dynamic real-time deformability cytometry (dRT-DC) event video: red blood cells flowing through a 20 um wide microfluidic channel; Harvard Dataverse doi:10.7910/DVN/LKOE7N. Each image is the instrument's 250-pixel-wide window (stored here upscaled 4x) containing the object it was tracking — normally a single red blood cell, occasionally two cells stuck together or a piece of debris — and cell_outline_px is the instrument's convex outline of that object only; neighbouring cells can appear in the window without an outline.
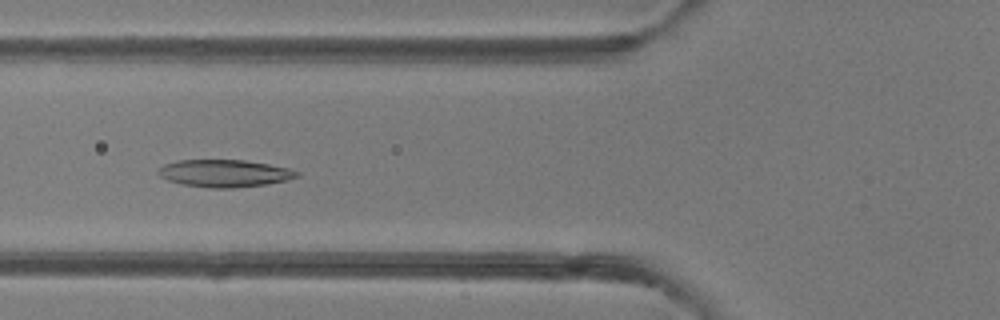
{"species": "common noctule bat (a hibernating species)", "species_latin": "Nyctalus noctula", "temperature_condition": "room temperature", "stored_images_in_passage": 50, "camera_frame_rate_fps": 3000, "um_per_image_px": 0.085, "animal": {"sex": "female"}, "frame": {"image": 1, "passage_image": 19, "time_ms": 6.0, "image_size_px": [1000, 320], "cell_outline_px": [[300, 176], [288, 180], [268, 184], [232, 188], [208, 188], [180, 184], [168, 180], [160, 176], [156, 172], [164, 164], [176, 160], [244, 160], [268, 164], [288, 168], [300, 172]], "centroid_in_image_um": [19.08, 14.74], "position_along_channel_um": 106.7, "area_um2": 22.25}}
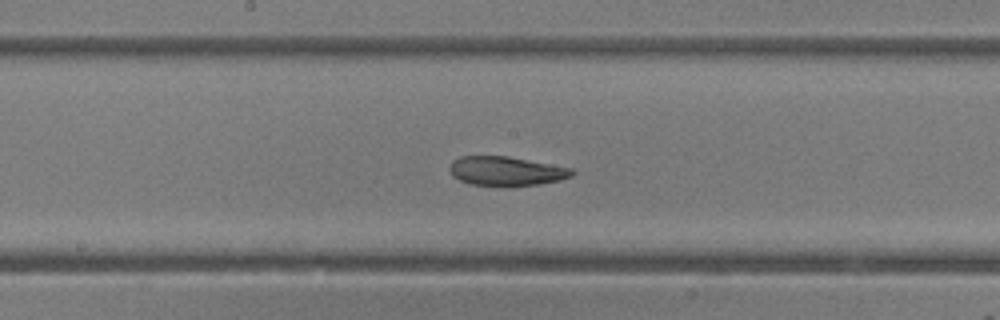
{"frame": {"image": 2, "passage_image": 26, "time_ms": 8.333, "image_size_px": [1000, 320], "cell_outline_px": [[576, 172], [572, 176], [560, 180], [540, 184], [508, 188], [504, 188], [472, 184], [460, 180], [452, 176], [448, 168], [452, 160], [460, 156], [508, 156], [572, 168]], "centroid_in_image_um": [43.02, 14.57], "position_along_channel_um": 205.2, "area_um2": 21.44}}
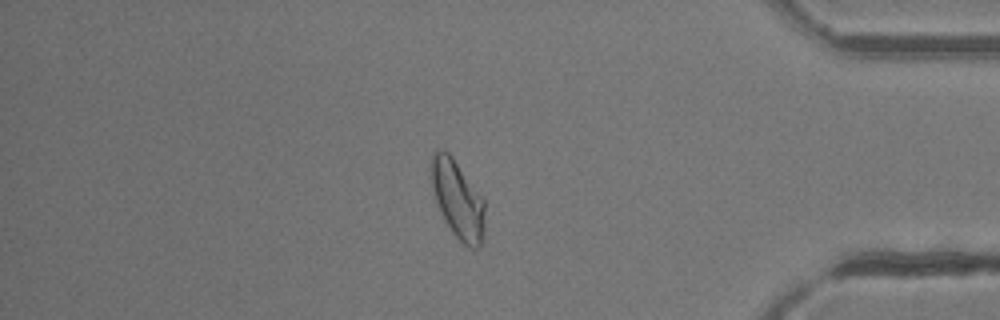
{"frame": {"image": 3, "passage_image": 42, "time_ms": 13.667, "image_size_px": [1000, 320], "cell_outline_px": [[484, 232], [480, 244], [476, 248], [468, 248], [452, 232], [444, 220], [440, 212], [436, 200], [432, 184], [432, 152], [436, 148], [440, 148], [448, 152], [452, 156], [484, 200]], "centroid_in_image_um": [38.9, 16.95], "position_along_channel_um": 396.3, "area_um2": 23.99}, "authors_computed_cell_mechanics": {"area_um2": 23.3223, "velocity_mm_per_s": 4.2071, "shape_relaxation_time_tau1_ms": null, "shape_relaxation_time_tau2_ms": 2.4148, "deformation_change_tau1": null, "deformation_change_tau2": 0.0885}}